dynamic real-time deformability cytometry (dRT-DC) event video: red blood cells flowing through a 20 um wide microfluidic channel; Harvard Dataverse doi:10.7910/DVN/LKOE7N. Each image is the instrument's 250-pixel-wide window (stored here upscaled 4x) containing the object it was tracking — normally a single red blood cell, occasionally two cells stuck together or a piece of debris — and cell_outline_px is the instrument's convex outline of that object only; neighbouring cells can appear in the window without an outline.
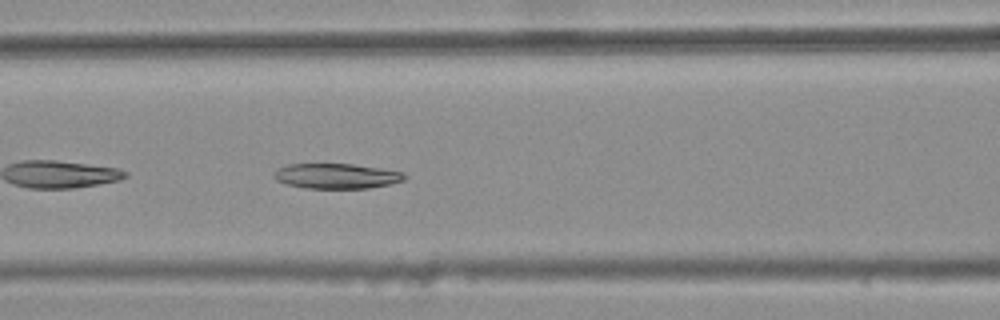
{"species": "common noctule bat (a hibernating species)", "species_latin": "Nyctalus noctula", "temperature_condition": "warm", "stored_images_in_passage": 29, "camera_frame_rate_fps": 3000, "um_per_image_px": 0.085, "animal": {"sex": "female", "body_mass_g": 25.1}, "frame": {"image": 1, "passage_image": 7, "time_ms": 2.0, "image_size_px": [1000, 320], "cell_outline_px": [[408, 176], [404, 180], [388, 184], [368, 188], [304, 188], [288, 184], [276, 180], [272, 176], [276, 168], [288, 164], [352, 164], [380, 168], [400, 172]], "centroid_in_image_um": [28.55, 14.96], "position_along_channel_um": 138.0, "area_um2": 19.02}}
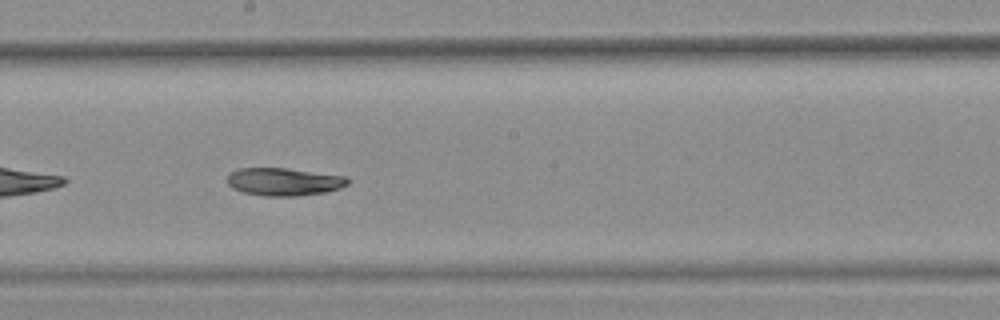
{"frame": {"image": 2, "passage_image": 14, "time_ms": 4.333, "image_size_px": [1000, 320], "cell_outline_px": [[352, 180], [348, 184], [340, 188], [324, 192], [296, 196], [264, 196], [244, 192], [232, 188], [228, 184], [228, 176], [232, 172], [240, 168], [288, 168], [344, 176]], "centroid_in_image_um": [24.15, 15.45], "position_along_channel_um": 224.0, "area_um2": 19.42}}
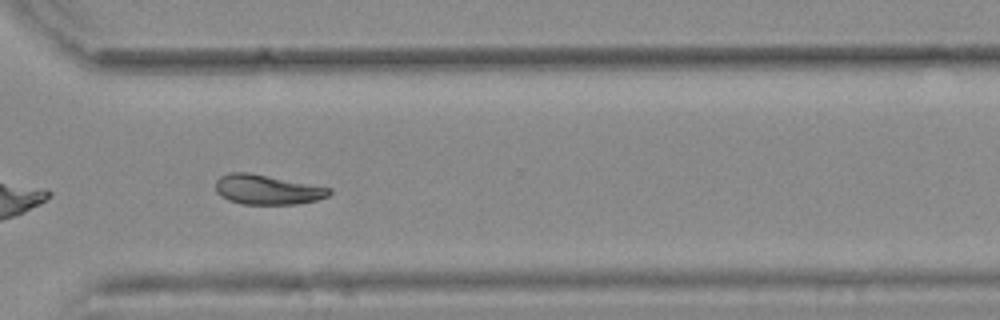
{"frame": {"image": 3, "passage_image": 24, "time_ms": 7.667, "image_size_px": [1000, 320], "cell_outline_px": [[332, 192], [328, 196], [316, 200], [296, 204], [240, 204], [228, 200], [220, 196], [216, 192], [216, 180], [220, 176], [228, 172], [248, 172], [332, 188]], "centroid_in_image_um": [22.68, 16.12], "position_along_channel_um": 347.9, "area_um2": 19.77}}